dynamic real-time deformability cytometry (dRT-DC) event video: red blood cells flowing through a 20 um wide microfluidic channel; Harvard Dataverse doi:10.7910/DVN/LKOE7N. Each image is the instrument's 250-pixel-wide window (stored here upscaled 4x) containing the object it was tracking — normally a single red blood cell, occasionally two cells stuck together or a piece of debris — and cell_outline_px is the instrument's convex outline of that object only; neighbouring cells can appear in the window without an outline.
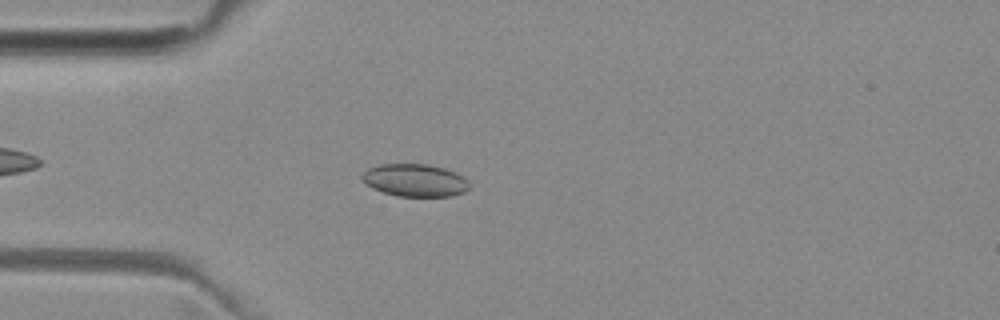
{"species": "common noctule bat (a hibernating species)", "species_latin": "Nyctalus noctula", "temperature_condition": "room temperature", "stored_images_in_passage": 43, "camera_frame_rate_fps": 3000, "um_per_image_px": 0.085, "animal": {"sex": "female", "body_mass_g": 29.2, "forearm_length_mm": 56.3}, "frame": {"image": 1, "passage_image": 6, "time_ms": 1.667, "image_size_px": [1000, 320], "cell_outline_px": [[468, 188], [464, 192], [452, 196], [396, 196], [372, 188], [360, 176], [368, 168], [380, 164], [428, 164], [444, 168], [468, 180]], "centroid_in_image_um": [35.25, 15.32], "position_along_channel_um": 49.8, "area_um2": 20.11}}
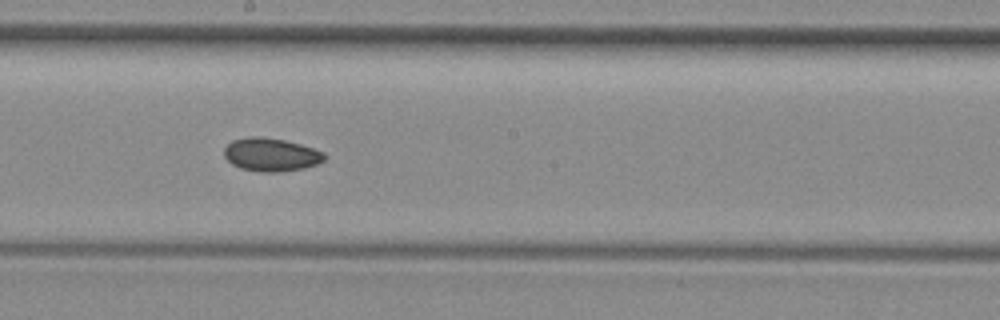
{"frame": {"image": 2, "passage_image": 20, "time_ms": 6.333, "image_size_px": [1000, 320], "cell_outline_px": [[324, 160], [316, 164], [304, 168], [280, 172], [260, 172], [240, 168], [232, 164], [224, 156], [224, 148], [232, 140], [252, 136], [256, 136], [284, 140], [300, 144], [324, 152]], "centroid_in_image_um": [23.01, 13.15], "position_along_channel_um": 225.2, "area_um2": 19.31}}
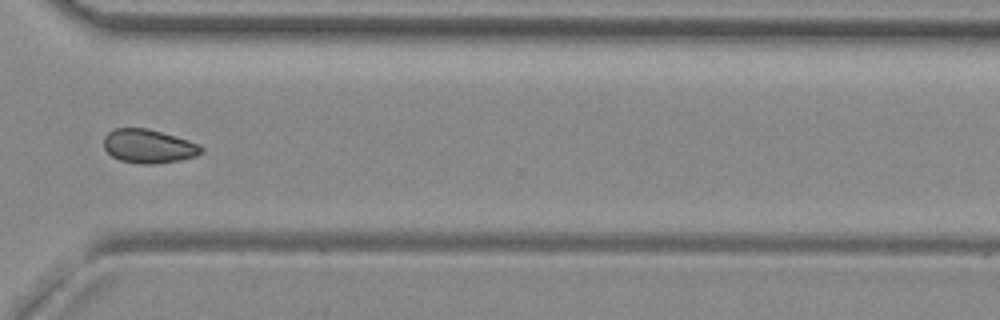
{"frame": {"image": 3, "passage_image": 30, "time_ms": 9.667, "image_size_px": [1000, 320], "cell_outline_px": [[204, 152], [196, 156], [180, 160], [152, 164], [140, 164], [120, 160], [112, 156], [104, 148], [104, 136], [108, 132], [116, 128], [148, 128], [188, 140], [204, 148]], "centroid_in_image_um": [12.62, 12.43], "position_along_channel_um": 358.0, "area_um2": 19.13}, "authors_computed_cell_mechanics": {"area_um2": 19.1896, "velocity_mm_per_s": 3.9877, "shape_relaxation_time_tau1_ms": null, "shape_relaxation_time_tau2_ms": 9.4901, "deformation_change_tau1": null, "deformation_change_tau2": 0.0947}}